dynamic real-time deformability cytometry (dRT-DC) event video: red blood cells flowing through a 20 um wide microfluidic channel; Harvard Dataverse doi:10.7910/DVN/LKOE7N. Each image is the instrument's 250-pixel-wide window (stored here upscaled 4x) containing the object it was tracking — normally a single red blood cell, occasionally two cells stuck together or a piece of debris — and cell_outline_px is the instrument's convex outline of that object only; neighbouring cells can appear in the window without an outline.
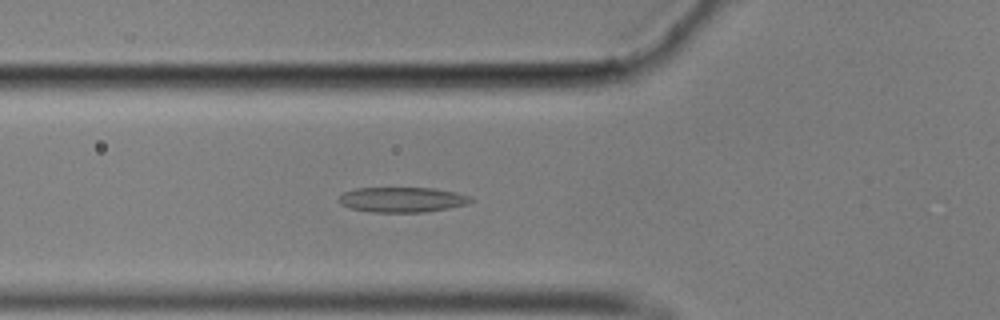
{"species": "common noctule bat (a hibernating species)", "species_latin": "Nyctalus noctula", "temperature_condition": "cold", "stored_images_in_passage": 56, "camera_frame_rate_fps": 3000, "um_per_image_px": 0.085, "animal": {"sex": "male", "body_mass_g": 17.9}, "frame": {"image": 1, "passage_image": 19, "time_ms": 6.0, "image_size_px": [1000, 320], "cell_outline_px": [[472, 200], [468, 204], [448, 208], [424, 212], [372, 212], [352, 208], [340, 204], [340, 196], [344, 192], [356, 188], [432, 188], [456, 192], [468, 196]], "centroid_in_image_um": [34.19, 16.97], "position_along_channel_um": 91.6, "area_um2": 19.07}}
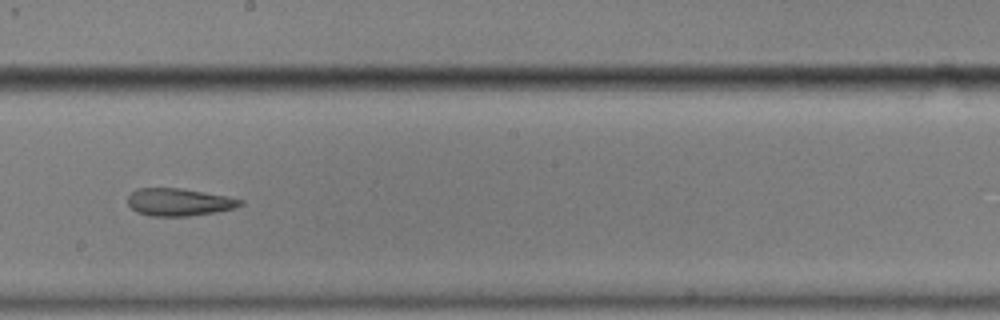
{"frame": {"image": 2, "passage_image": 31, "time_ms": 10.0, "image_size_px": [1000, 320], "cell_outline_px": [[244, 204], [232, 208], [216, 212], [188, 216], [152, 216], [136, 212], [128, 204], [128, 196], [136, 188], [180, 188], [228, 196], [244, 200]], "centroid_in_image_um": [15.21, 17.17], "position_along_channel_um": 233.0, "area_um2": 18.03}}
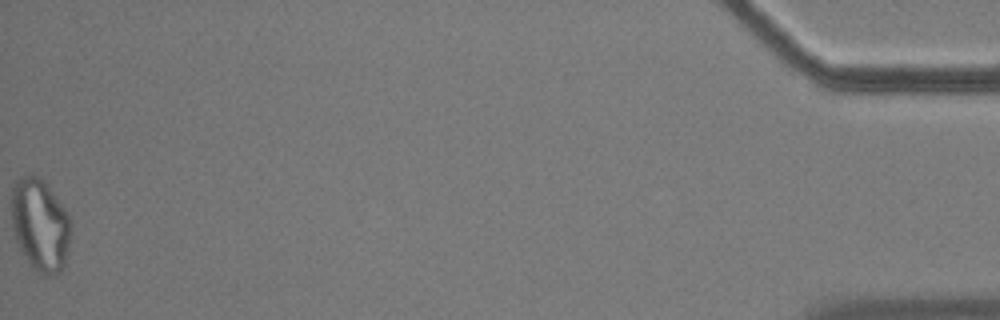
{"frame": {"image": 3, "passage_image": 56, "time_ms": 18.333, "image_size_px": [1000, 320], "cell_outline_px": [[72, 236], [64, 264], [60, 272], [52, 276], [48, 276], [32, 268], [24, 256], [16, 240], [12, 228], [12, 188], [16, 180], [20, 176], [32, 172], [40, 176], [64, 208], [72, 220]], "centroid_in_image_um": [3.43, 19.1], "position_along_channel_um": 431.8, "area_um2": 32.43}, "authors_computed_cell_mechanics": {"area_um2": 19.9699, "velocity_mm_per_s": 3.5221, "shape_relaxation_time_tau1_ms": null, "shape_relaxation_time_tau2_ms": 6.8365, "deformation_change_tau1": null, "deformation_change_tau2": 0.161}}